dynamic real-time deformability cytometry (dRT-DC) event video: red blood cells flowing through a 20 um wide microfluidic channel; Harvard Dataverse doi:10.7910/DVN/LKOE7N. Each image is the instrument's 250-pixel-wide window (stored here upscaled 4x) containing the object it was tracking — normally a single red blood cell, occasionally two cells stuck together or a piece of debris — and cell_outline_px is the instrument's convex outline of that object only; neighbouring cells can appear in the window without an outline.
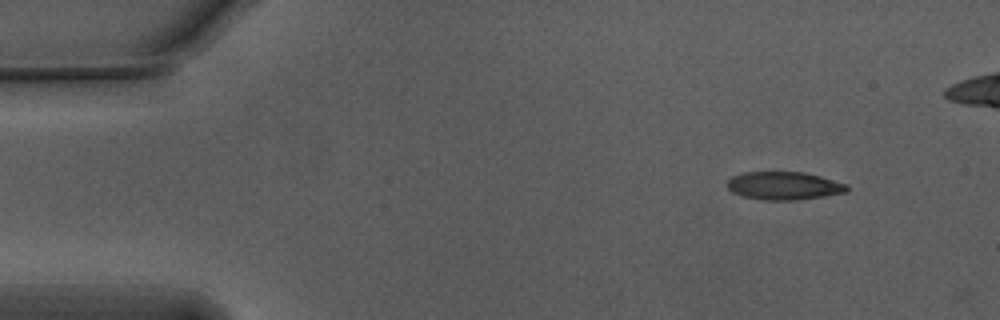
{"species": "Egyptian fruit bat (a non-hibernating species)", "species_latin": "Rousettus aegyptiacus", "temperature_condition": "warm", "stored_images_in_passage": 2, "camera_frame_rate_fps": 3000, "um_per_image_px": 0.085, "animal": {"sex": "male"}, "frame": {"image": 1, "passage_image": 1, "time_ms": 0.0, "image_size_px": [1000, 320], "cell_outline_px": [[848, 192], [792, 200], [764, 200], [744, 196], [732, 192], [728, 188], [728, 180], [732, 176], [744, 172], [804, 172], [820, 176], [848, 184]], "centroid_in_image_um": [66.64, 15.78], "position_along_channel_um": 18.4, "area_um2": 19.36}}